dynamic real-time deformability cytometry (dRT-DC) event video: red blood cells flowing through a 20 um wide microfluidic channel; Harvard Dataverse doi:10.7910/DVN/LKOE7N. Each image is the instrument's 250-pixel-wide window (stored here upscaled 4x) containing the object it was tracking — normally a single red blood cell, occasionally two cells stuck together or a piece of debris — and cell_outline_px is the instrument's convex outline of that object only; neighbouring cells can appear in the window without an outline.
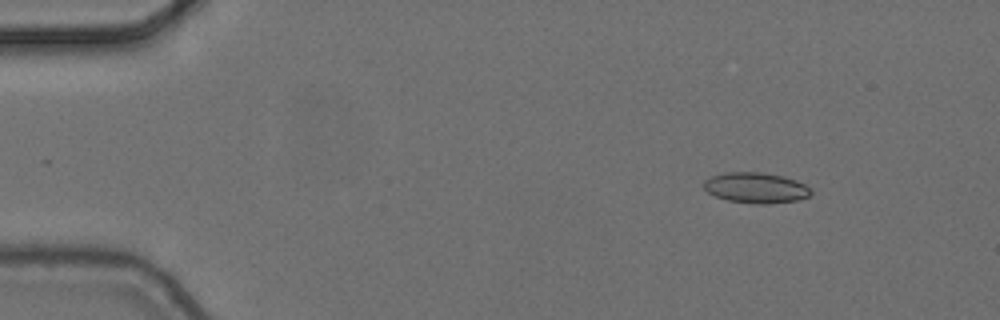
{"species": "common noctule bat (a hibernating species)", "species_latin": "Nyctalus noctula", "temperature_condition": "cold", "stored_images_in_passage": 4, "camera_frame_rate_fps": 3000, "um_per_image_px": 0.085, "animal": {"sex": "female", "body_mass_g": 24.6, "forearm_length_mm": 56.2}, "frame": {"image": 1, "passage_image": 1, "time_ms": 0.0, "image_size_px": [1000, 320], "cell_outline_px": [[812, 192], [808, 196], [796, 200], [764, 204], [756, 204], [728, 200], [716, 196], [708, 192], [704, 188], [704, 180], [712, 176], [724, 172], [760, 172], [780, 176], [796, 180], [812, 188]], "centroid_in_image_um": [64.24, 15.96], "position_along_channel_um": 20.8, "area_um2": 18.9}}
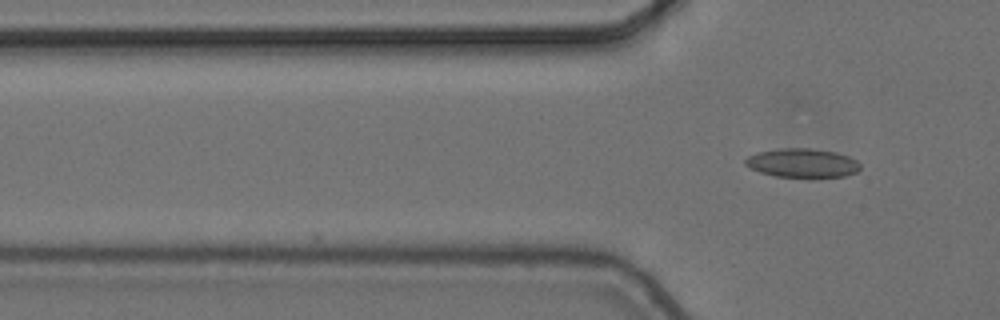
{"frame": {"image": 2, "passage_image": 4, "time_ms": 1.0, "image_size_px": [1000, 320], "cell_outline_px": [[860, 168], [856, 172], [844, 176], [776, 176], [760, 172], [744, 164], [744, 160], [748, 156], [756, 152], [780, 148], [812, 148], [836, 152], [848, 156], [856, 160], [860, 164]], "centroid_in_image_um": [68.18, 13.83], "position_along_channel_um": 57.6, "area_um2": 19.13}}